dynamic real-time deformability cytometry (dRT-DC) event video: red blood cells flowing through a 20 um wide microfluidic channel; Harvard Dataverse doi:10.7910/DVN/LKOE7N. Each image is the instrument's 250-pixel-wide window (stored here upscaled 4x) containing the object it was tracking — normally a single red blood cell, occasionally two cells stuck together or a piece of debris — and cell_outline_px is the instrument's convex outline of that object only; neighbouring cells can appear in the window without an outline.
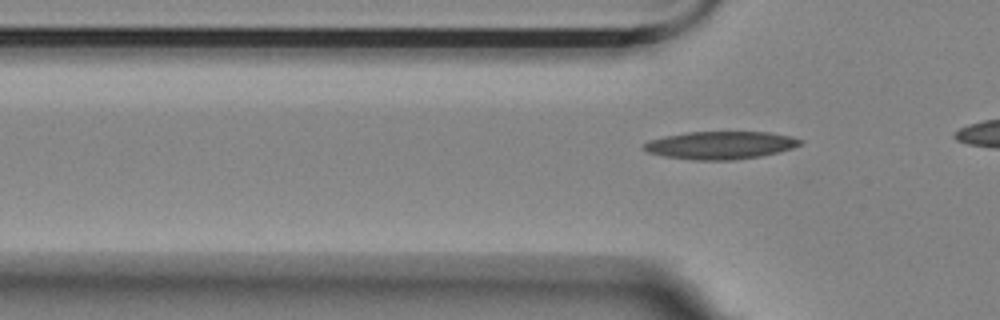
{"species": "Egyptian fruit bat (a non-hibernating species)", "species_latin": "Rousettus aegyptiacus", "temperature_condition": "room temperature", "stored_images_in_passage": 4, "camera_frame_rate_fps": 3000, "um_per_image_px": 0.085, "animal": {"sex": "female"}, "frame": {"image": 1, "passage_image": 3, "time_ms": 0.667, "image_size_px": [1000, 320], "cell_outline_px": [[804, 144], [780, 152], [760, 156], [732, 160], [692, 160], [664, 156], [648, 152], [640, 148], [648, 140], [664, 136], [688, 132], [768, 132], [792, 136], [804, 140]], "centroid_in_image_um": [61.26, 12.34], "position_along_channel_um": 64.5, "area_um2": 25.55}}